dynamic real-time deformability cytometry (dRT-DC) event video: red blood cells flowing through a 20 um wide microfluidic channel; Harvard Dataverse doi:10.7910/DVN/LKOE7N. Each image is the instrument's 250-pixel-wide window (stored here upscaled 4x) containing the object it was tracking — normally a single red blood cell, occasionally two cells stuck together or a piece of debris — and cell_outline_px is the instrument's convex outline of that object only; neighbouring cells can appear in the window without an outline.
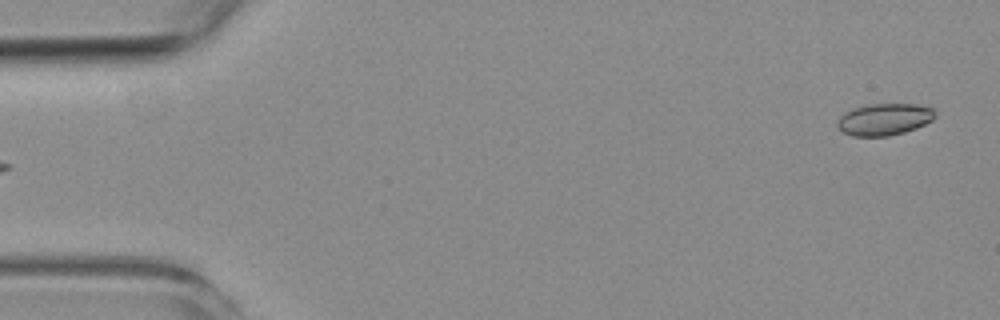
{"species": "common noctule bat (a hibernating species)", "species_latin": "Nyctalus noctula", "temperature_condition": "room temperature", "stored_images_in_passage": 6, "segment_of_instrument_passage": [2, 2], "camera_frame_rate_fps": 3000, "um_per_image_px": 0.085, "animal": {"sex": "female", "body_mass_g": 19.3, "forearm_length_mm": 54.1}, "frame": {"image": 1, "passage_image": 6, "time_ms": 5.667, "image_size_px": [1000, 320], "cell_outline_px": [[936, 116], [932, 120], [916, 128], [904, 132], [888, 136], [852, 136], [844, 132], [836, 124], [840, 116], [844, 112], [852, 108], [868, 104], [916, 104], [932, 108], [936, 112]], "centroid_in_image_um": [75.16, 10.13], "position_along_channel_um": 9.8, "area_um2": 18.15}}